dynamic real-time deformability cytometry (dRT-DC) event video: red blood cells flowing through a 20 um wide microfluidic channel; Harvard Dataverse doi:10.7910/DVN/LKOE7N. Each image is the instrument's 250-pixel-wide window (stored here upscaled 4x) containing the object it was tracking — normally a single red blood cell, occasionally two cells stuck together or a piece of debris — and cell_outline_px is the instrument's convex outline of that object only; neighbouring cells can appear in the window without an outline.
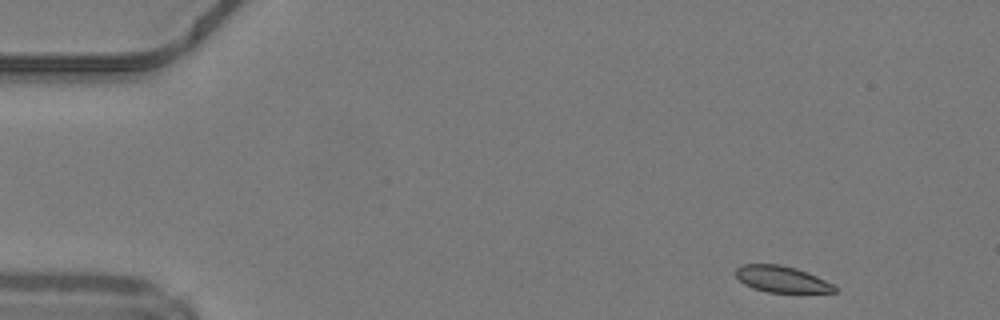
{"species": "common noctule bat (a hibernating species)", "species_latin": "Nyctalus noctula", "temperature_condition": "warm", "stored_images_in_passage": 45, "camera_frame_rate_fps": 3000, "um_per_image_px": 0.085, "animal": {"sex": "male", "body_mass_g": 19.2, "forearm_length_mm": 51.8}, "frame": {"image": 1, "passage_image": 1, "time_ms": 0.0, "image_size_px": [1000, 320], "cell_outline_px": [[840, 288], [836, 292], [768, 292], [752, 288], [744, 284], [736, 276], [736, 268], [744, 264], [780, 264], [796, 268], [808, 272]], "centroid_in_image_um": [66.45, 23.73], "position_along_channel_um": 18.5, "area_um2": 15.14}}
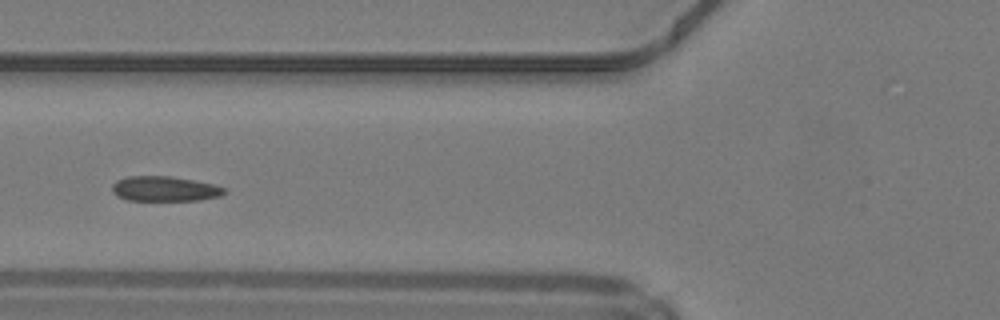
{"frame": {"image": 2, "passage_image": 15, "time_ms": 4.667, "image_size_px": [1000, 320], "cell_outline_px": [[228, 192], [220, 196], [200, 200], [128, 200], [116, 196], [112, 192], [112, 184], [116, 180], [128, 176], [172, 176], [212, 184], [224, 188]], "centroid_in_image_um": [13.97, 16.05], "position_along_channel_um": 111.8, "area_um2": 16.36}}
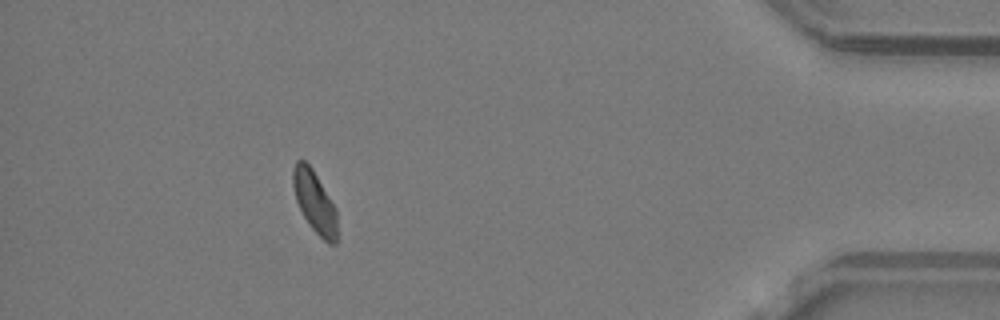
{"frame": {"image": 3, "passage_image": 40, "time_ms": 13.0, "image_size_px": [1000, 320], "cell_outline_px": [[336, 244], [328, 244], [312, 228], [304, 216], [296, 200], [292, 184], [292, 168], [296, 160], [304, 160], [312, 168], [336, 208]], "centroid_in_image_um": [26.72, 17.13], "position_along_channel_um": 408.5, "area_um2": 15.72}, "authors_computed_cell_mechanics": {"area_um2": 16.473, "velocity_mm_per_s": 4.2212, "shape_relaxation_time_tau1_ms": 4.0511, "shape_relaxation_time_tau2_ms": null, "deformation_change_tau1": 0.0863, "deformation_change_tau2": null}}